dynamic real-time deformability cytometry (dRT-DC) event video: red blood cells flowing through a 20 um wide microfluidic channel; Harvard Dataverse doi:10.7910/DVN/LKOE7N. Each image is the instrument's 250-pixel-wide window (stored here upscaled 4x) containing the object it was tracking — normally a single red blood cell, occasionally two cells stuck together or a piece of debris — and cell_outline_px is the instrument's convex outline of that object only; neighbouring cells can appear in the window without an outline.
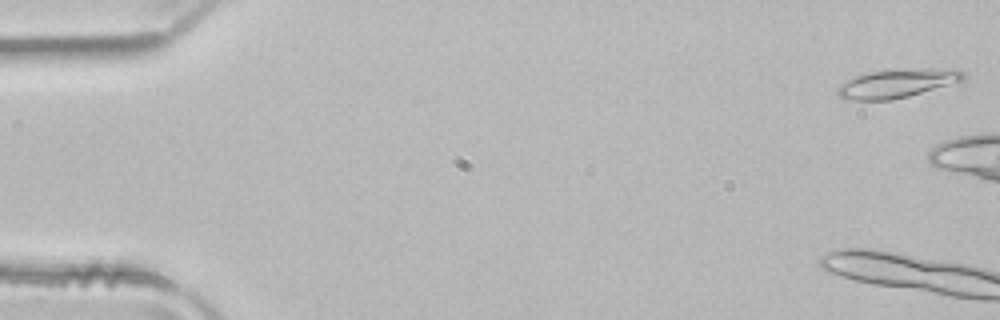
{"species": "common noctule bat (a hibernating species)", "species_latin": "Nyctalus noctula", "temperature_condition": "room temperature", "stored_images_in_passage": 11, "camera_frame_rate_fps": 3000, "um_per_image_px": 0.085, "animal": {"sex": "male", "body_mass_g": 21.5, "forearm_length_mm": 52.0}, "frame": {"image": 1, "passage_image": 1, "time_ms": 0.0, "image_size_px": [1000, 320], "cell_outline_px": [[968, 72], [964, 80], [908, 96], [892, 100], [852, 100], [840, 96], [836, 92], [836, 88], [840, 84], [852, 76], [864, 72], [884, 68], [960, 68]], "centroid_in_image_um": [76.28, 7.03], "position_along_channel_um": 8.7, "area_um2": 21.91}}